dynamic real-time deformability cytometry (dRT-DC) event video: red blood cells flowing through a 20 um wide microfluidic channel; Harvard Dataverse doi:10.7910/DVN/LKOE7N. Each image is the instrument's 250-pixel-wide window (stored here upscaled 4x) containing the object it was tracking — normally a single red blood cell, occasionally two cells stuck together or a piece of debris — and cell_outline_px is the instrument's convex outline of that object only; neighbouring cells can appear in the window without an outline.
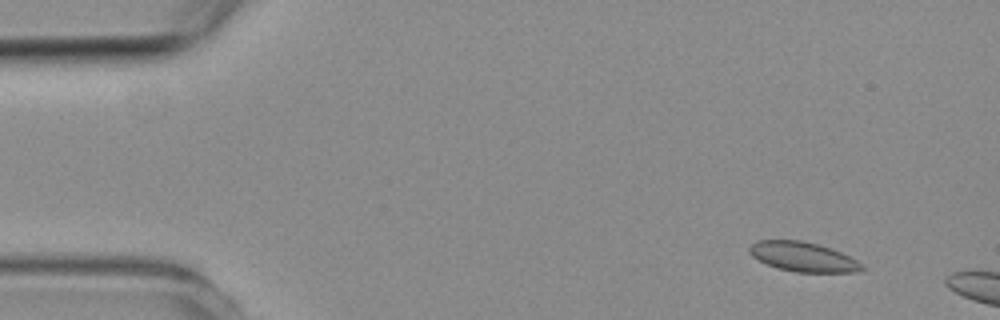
{"species": "common noctule bat (a hibernating species)", "species_latin": "Nyctalus noctula", "temperature_condition": "room temperature", "stored_images_in_passage": 3, "camera_frame_rate_fps": 3000, "um_per_image_px": 0.085, "animal": {"sex": "female", "body_mass_g": 19.3, "forearm_length_mm": 54.1}, "frame": {"image": 1, "passage_image": 2, "time_ms": 1.0, "image_size_px": [1000, 320], "cell_outline_px": [[868, 268], [860, 272], [796, 272], [776, 268], [752, 256], [748, 252], [748, 248], [756, 240], [804, 240], [840, 252], [864, 264]], "centroid_in_image_um": [68.28, 21.84], "position_along_channel_um": 16.7, "area_um2": 19.42}}